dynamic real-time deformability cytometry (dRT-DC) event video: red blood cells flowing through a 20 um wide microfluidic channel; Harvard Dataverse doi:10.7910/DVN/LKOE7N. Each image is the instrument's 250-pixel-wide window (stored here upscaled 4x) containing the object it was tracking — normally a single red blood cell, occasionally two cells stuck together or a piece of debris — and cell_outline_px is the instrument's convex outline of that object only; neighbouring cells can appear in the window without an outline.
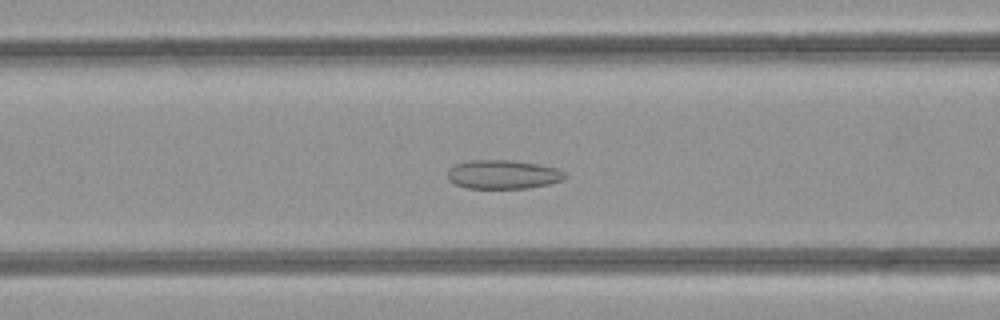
{"species": "common noctule bat (a hibernating species)", "species_latin": "Nyctalus noctula", "temperature_condition": "room temperature", "stored_images_in_passage": 48, "camera_frame_rate_fps": 3000, "um_per_image_px": 0.085, "animal": {"sex": "female", "body_mass_g": 21.9}, "frame": {"image": 1, "passage_image": 19, "time_ms": 6.0, "image_size_px": [1000, 320], "cell_outline_px": [[568, 176], [564, 180], [548, 184], [528, 188], [468, 188], [456, 184], [448, 180], [448, 168], [456, 164], [468, 160], [512, 160], [536, 164], [556, 168], [564, 172]], "centroid_in_image_um": [42.75, 14.82], "position_along_channel_um": 123.8, "area_um2": 19.77}}
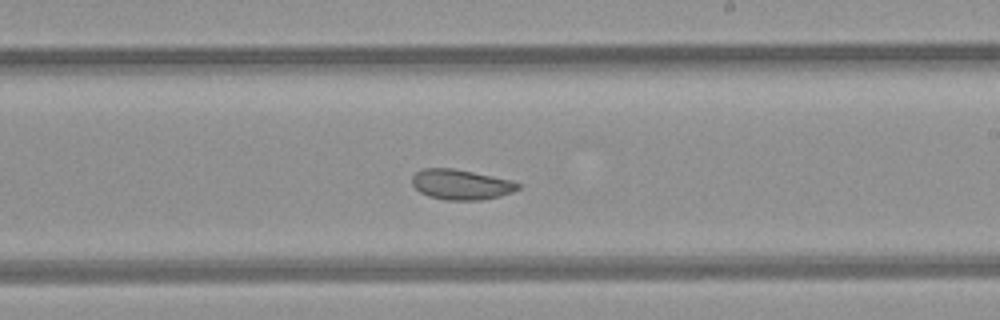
{"frame": {"image": 2, "passage_image": 28, "time_ms": 9.0, "image_size_px": [1000, 320], "cell_outline_px": [[520, 188], [512, 192], [500, 196], [480, 200], [444, 200], [428, 196], [420, 192], [412, 184], [412, 176], [420, 168], [452, 168], [512, 180], [520, 184]], "centroid_in_image_um": [39.17, 15.68], "position_along_channel_um": 249.8, "area_um2": 18.67}}
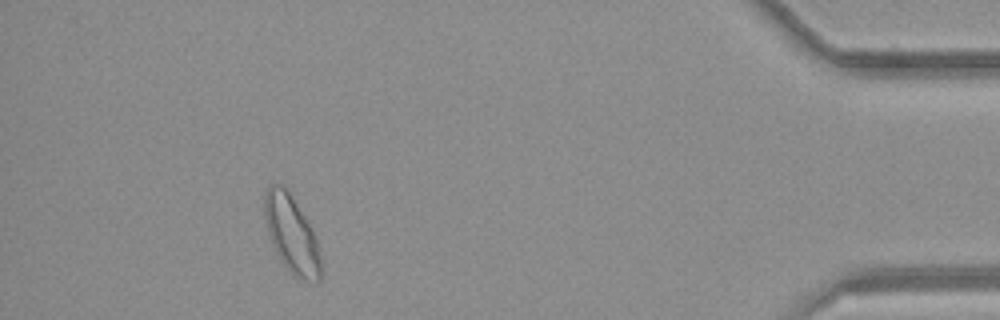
{"frame": {"image": 3, "passage_image": 44, "time_ms": 14.333, "image_size_px": [1000, 320], "cell_outline_px": [[324, 272], [320, 280], [316, 284], [292, 276], [280, 260], [272, 244], [264, 220], [264, 192], [268, 184], [280, 184], [288, 188], [312, 228], [316, 236]], "centroid_in_image_um": [24.81, 19.94], "position_along_channel_um": 410.4, "area_um2": 26.3}, "authors_computed_cell_mechanics": {"area_um2": 21.9351, "velocity_mm_per_s": 4.1995, "shape_relaxation_time_tau1_ms": null, "shape_relaxation_time_tau2_ms": 1.3593, "deformation_change_tau1": null, "deformation_change_tau2": 0.0576}}